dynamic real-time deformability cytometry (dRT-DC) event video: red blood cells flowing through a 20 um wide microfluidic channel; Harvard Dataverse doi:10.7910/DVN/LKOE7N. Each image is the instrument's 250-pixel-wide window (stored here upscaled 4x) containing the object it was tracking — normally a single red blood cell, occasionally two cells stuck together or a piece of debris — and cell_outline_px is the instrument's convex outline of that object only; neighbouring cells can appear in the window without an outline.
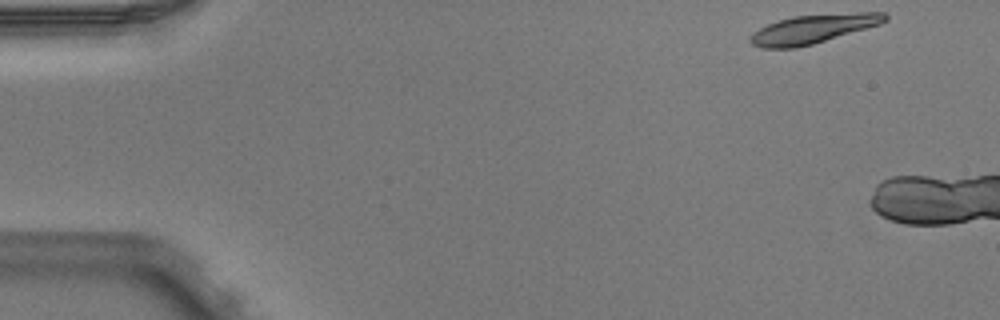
{"species": "Egyptian fruit bat (a non-hibernating species)", "species_latin": "Rousettus aegyptiacus", "temperature_condition": "warm", "stored_images_in_passage": 2, "camera_frame_rate_fps": 3000, "um_per_image_px": 0.085, "animal": {"sex": "male"}, "frame": {"image": 1, "passage_image": 1, "time_ms": 0.0, "image_size_px": [1000, 320], "cell_outline_px": [[888, 20], [880, 24], [812, 44], [796, 48], [764, 48], [752, 44], [748, 40], [752, 32], [776, 20], [792, 16], [860, 12], [884, 12], [888, 16]], "centroid_in_image_um": [69.09, 2.45], "position_along_channel_um": 15.9, "area_um2": 22.6}}